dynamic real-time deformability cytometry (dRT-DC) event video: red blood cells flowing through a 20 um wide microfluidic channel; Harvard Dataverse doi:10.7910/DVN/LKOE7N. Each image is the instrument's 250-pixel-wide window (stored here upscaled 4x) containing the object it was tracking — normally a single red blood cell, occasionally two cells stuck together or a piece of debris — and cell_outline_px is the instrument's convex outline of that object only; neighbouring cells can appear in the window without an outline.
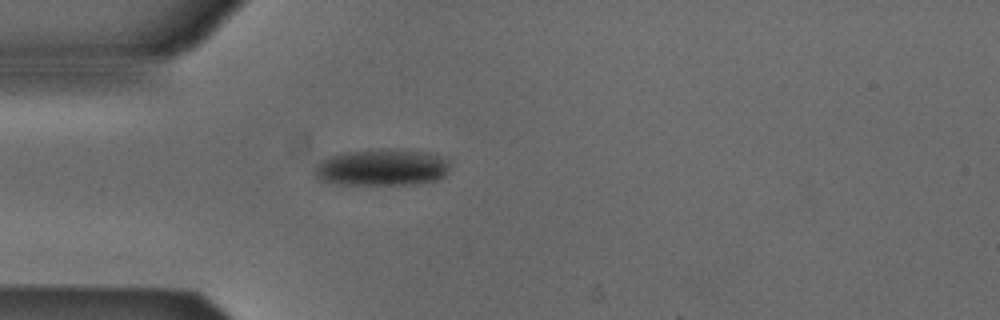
{"species": "Egyptian fruit bat (a non-hibernating species)", "species_latin": "Rousettus aegyptiacus", "temperature_condition": "cold", "stored_images_in_passage": 27, "camera_frame_rate_fps": 3000, "um_per_image_px": 0.085, "animal": {"sex": "male"}, "frame": {"image": 1, "passage_image": 1, "time_ms": 0.0, "image_size_px": [1000, 320], "cell_outline_px": [[448, 172], [440, 180], [420, 184], [336, 184], [316, 180], [312, 176], [312, 172], [316, 164], [320, 160], [332, 156], [348, 152], [428, 152], [440, 156], [448, 160]], "centroid_in_image_um": [32.41, 14.3], "position_along_channel_um": 52.6, "area_um2": 28.21}}
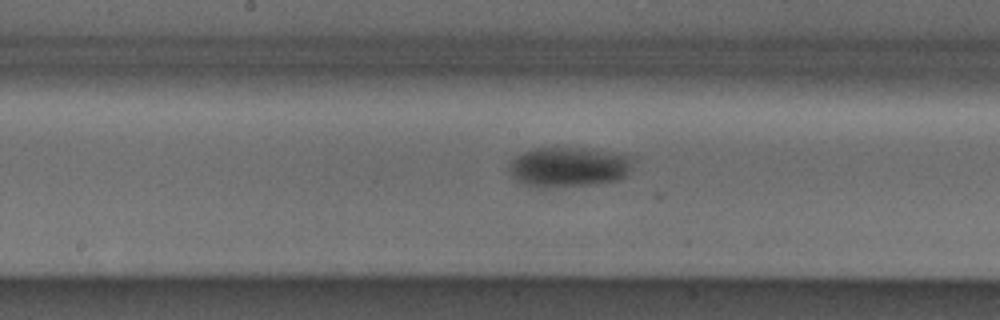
{"frame": {"image": 2, "passage_image": 13, "time_ms": 4.0, "image_size_px": [1000, 320], "cell_outline_px": [[636, 156], [628, 176], [620, 180], [596, 184], [548, 188], [524, 184], [516, 180], [512, 176], [508, 168], [508, 164], [516, 156], [524, 152], [536, 148], [592, 148]], "centroid_in_image_um": [48.42, 14.19], "position_along_channel_um": 199.8, "area_um2": 29.48}}
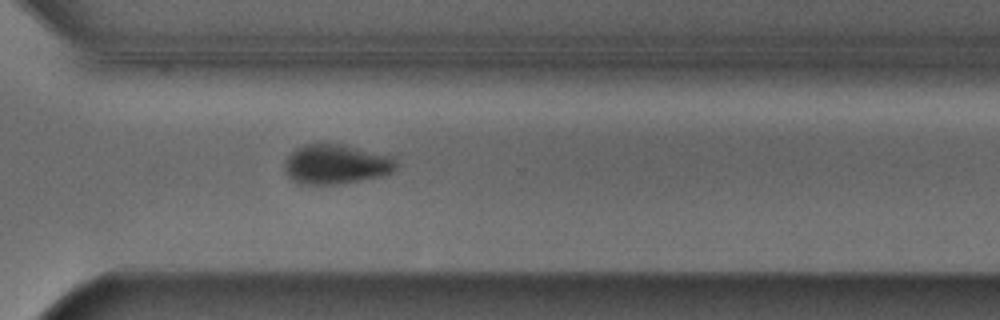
{"frame": {"image": 3, "passage_image": 24, "time_ms": 7.667, "image_size_px": [1000, 320], "cell_outline_px": [[396, 168], [392, 172], [384, 176], [336, 184], [300, 184], [292, 180], [284, 172], [284, 164], [288, 156], [296, 148], [304, 144], [340, 144], [392, 156], [396, 160]], "centroid_in_image_um": [28.55, 13.97], "position_along_channel_um": 342.1, "area_um2": 25.72}, "authors_computed_cell_mechanics": {"area_um2": 29.1312, "velocity_mm_per_s": 3.877, "shape_relaxation_time_tau1_ms": 3.6173, "shape_relaxation_time_tau2_ms": null, "deformation_change_tau1": 0.1271, "deformation_change_tau2": null}}